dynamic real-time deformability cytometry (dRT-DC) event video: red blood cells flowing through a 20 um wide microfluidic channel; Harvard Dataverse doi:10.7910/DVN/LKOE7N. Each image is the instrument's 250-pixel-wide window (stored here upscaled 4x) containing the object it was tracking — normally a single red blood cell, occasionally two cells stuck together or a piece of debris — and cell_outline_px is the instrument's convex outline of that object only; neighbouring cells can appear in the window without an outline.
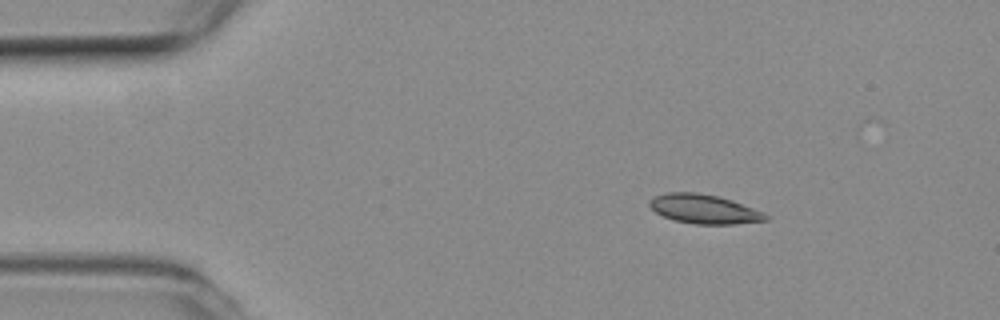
{"species": "common noctule bat (a hibernating species)", "species_latin": "Nyctalus noctula", "temperature_condition": "room temperature", "stored_images_in_passage": 4, "camera_frame_rate_fps": 3000, "um_per_image_px": 0.085, "animal": {"sex": "female", "body_mass_g": 19.3, "forearm_length_mm": 54.1}, "frame": {"image": 1, "passage_image": 1, "time_ms": 0.0, "image_size_px": [1000, 320], "cell_outline_px": [[772, 216], [768, 220], [736, 224], [696, 224], [672, 220], [656, 212], [648, 204], [652, 196], [668, 192], [696, 192], [720, 196], [732, 200], [764, 212]], "centroid_in_image_um": [59.88, 17.76], "position_along_channel_um": 25.1, "area_um2": 20.0}}